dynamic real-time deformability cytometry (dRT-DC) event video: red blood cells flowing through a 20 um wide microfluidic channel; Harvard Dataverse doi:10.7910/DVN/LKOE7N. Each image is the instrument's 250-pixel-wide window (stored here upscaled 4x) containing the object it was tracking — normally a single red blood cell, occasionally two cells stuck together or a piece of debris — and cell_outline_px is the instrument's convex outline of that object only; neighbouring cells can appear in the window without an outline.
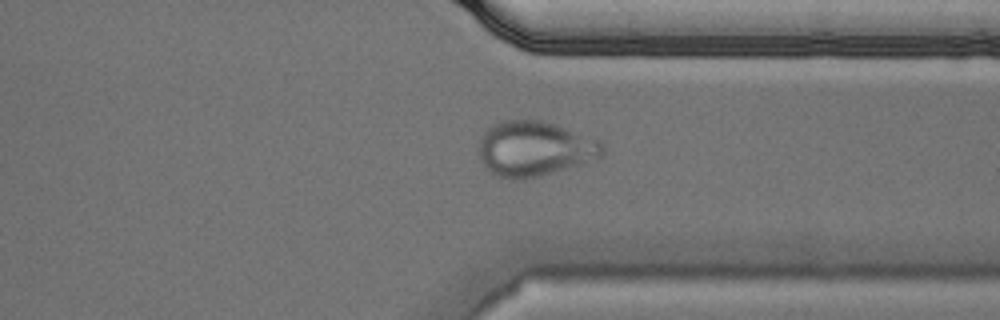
{"species": "Egyptian fruit bat (a non-hibernating species)", "species_latin": "Rousettus aegyptiacus", "temperature_condition": "cold", "stored_images_in_passage": 34, "camera_frame_rate_fps": 3000, "um_per_image_px": 0.085, "animal": {"sex": "male"}, "frame": {"image": 1, "passage_image": 29, "time_ms": 9.333, "image_size_px": [1000, 320], "cell_outline_px": [[604, 152], [600, 156], [584, 164], [520, 180], [492, 176], [484, 168], [480, 160], [480, 140], [484, 132], [492, 124], [504, 120], [544, 120], [600, 140], [604, 144]], "centroid_in_image_um": [45.42, 12.64], "position_along_channel_um": 366.0, "area_um2": 39.88}}